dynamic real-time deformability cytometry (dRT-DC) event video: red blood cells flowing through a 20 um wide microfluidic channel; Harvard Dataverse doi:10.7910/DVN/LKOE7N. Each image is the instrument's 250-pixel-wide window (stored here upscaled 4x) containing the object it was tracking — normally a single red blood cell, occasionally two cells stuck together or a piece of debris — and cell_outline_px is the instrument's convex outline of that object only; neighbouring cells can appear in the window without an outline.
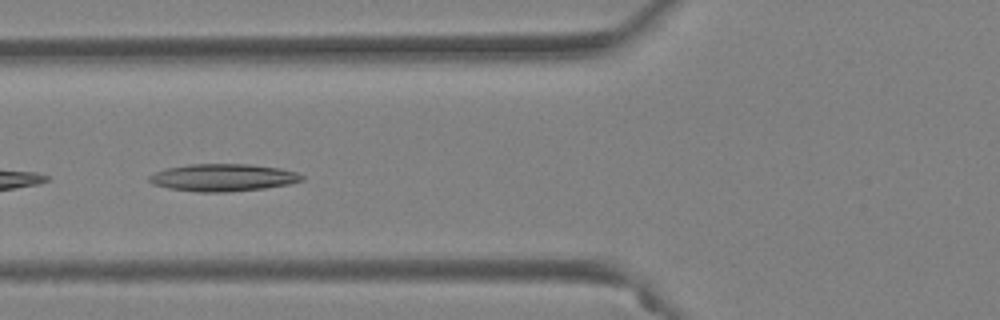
{"species": "Egyptian fruit bat (a non-hibernating species)", "species_latin": "Rousettus aegyptiacus", "temperature_condition": "warm", "stored_images_in_passage": 37, "camera_frame_rate_fps": 3000, "um_per_image_px": 0.085, "animal": {"sex": "female"}, "frame": {"image": 1, "passage_image": 11, "time_ms": 3.333, "image_size_px": [1000, 320], "cell_outline_px": [[304, 180], [288, 184], [264, 188], [228, 192], [200, 192], [168, 188], [152, 184], [148, 180], [148, 176], [164, 168], [188, 164], [252, 164], [280, 168], [296, 172], [304, 176]], "centroid_in_image_um": [18.94, 15.08], "position_along_channel_um": 106.9, "area_um2": 24.45}}
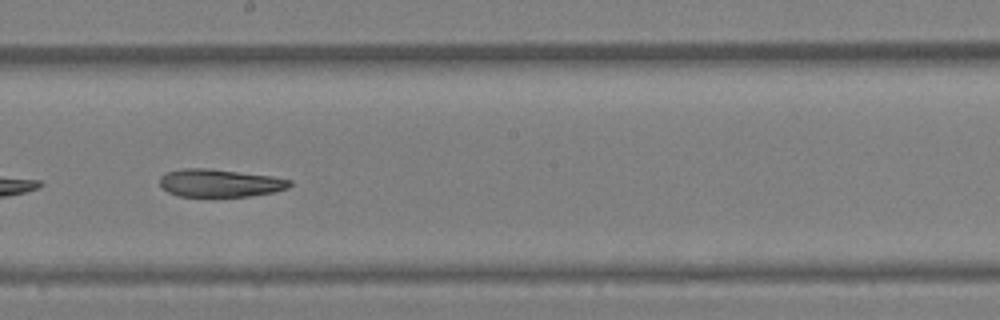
{"frame": {"image": 2, "passage_image": 20, "time_ms": 6.333, "image_size_px": [1000, 320], "cell_outline_px": [[292, 184], [288, 188], [272, 192], [248, 196], [180, 196], [168, 192], [160, 188], [160, 176], [164, 172], [184, 168], [208, 168], [272, 176], [292, 180]], "centroid_in_image_um": [18.65, 15.55], "position_along_channel_um": 229.6, "area_um2": 21.1}}
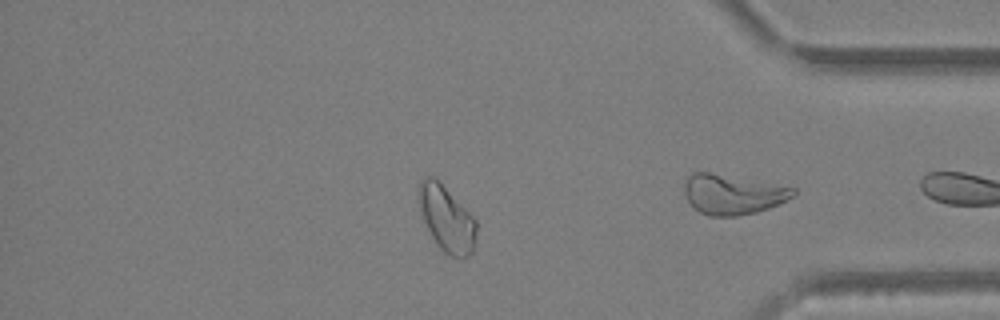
{"frame": {"image": 3, "passage_image": 29, "time_ms": 9.333, "image_size_px": [1000, 320], "cell_outline_px": [[476, 232], [472, 252], [468, 256], [452, 256], [444, 252], [440, 248], [432, 236], [424, 220], [416, 200], [416, 196], [420, 180], [424, 176], [432, 176], [476, 220]], "centroid_in_image_um": [37.91, 18.57], "position_along_channel_um": 397.3, "area_um2": 21.44}, "authors_computed_cell_mechanics": {"area_um2": 23.5824, "velocity_mm_per_s": 4.0906, "shape_relaxation_time_tau1_ms": 5.976, "shape_relaxation_time_tau2_ms": 6.9607, "deformation_change_tau1": 0.1862, "deformation_change_tau2": 0.1725}}